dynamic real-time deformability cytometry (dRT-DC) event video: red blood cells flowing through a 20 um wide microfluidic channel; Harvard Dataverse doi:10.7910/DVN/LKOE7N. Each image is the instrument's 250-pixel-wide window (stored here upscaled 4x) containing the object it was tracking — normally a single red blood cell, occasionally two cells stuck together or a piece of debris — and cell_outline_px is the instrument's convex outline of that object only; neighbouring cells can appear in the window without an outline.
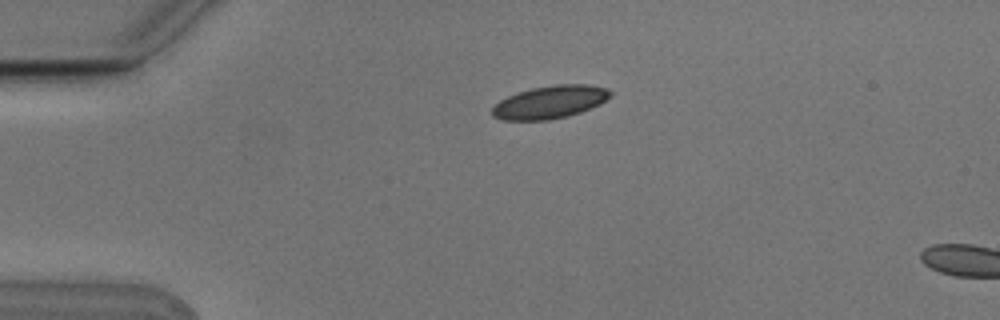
{"species": "Egyptian fruit bat (a non-hibernating species)", "species_latin": "Rousettus aegyptiacus", "temperature_condition": "cold", "stored_images_in_passage": 2, "camera_frame_rate_fps": 3000, "um_per_image_px": 0.085, "animal": {"sex": "male"}, "frame": {"image": 1, "passage_image": 1, "time_ms": 0.0, "image_size_px": [1000, 320], "cell_outline_px": [[612, 96], [600, 104], [580, 112], [568, 116], [548, 120], [504, 120], [492, 116], [492, 108], [500, 100], [508, 96], [532, 88], [556, 84], [588, 84], [604, 88], [612, 92]], "centroid_in_image_um": [46.76, 8.68], "position_along_channel_um": 38.2, "area_um2": 22.48}}